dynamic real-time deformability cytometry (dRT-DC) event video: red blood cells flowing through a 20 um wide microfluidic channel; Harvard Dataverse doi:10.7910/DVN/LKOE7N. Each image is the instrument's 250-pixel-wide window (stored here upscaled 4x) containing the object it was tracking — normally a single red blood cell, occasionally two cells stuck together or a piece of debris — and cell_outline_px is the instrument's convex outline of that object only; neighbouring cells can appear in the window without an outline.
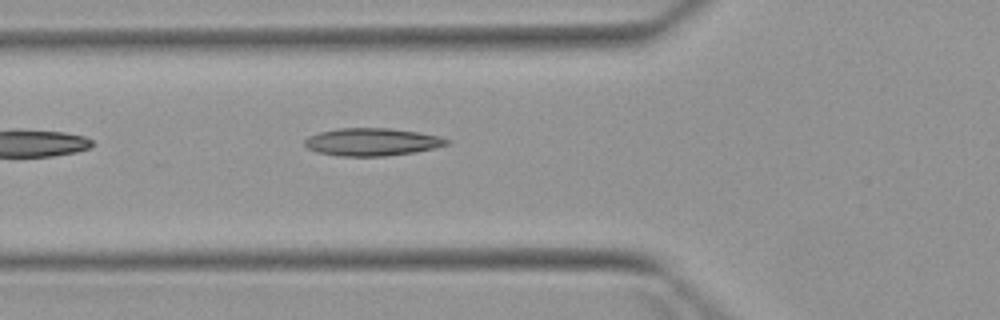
{"species": "Egyptian fruit bat (a non-hibernating species)", "species_latin": "Rousettus aegyptiacus", "temperature_condition": "warm", "stored_images_in_passage": 3, "camera_frame_rate_fps": 3000, "um_per_image_px": 0.085, "animal": {"sex": "female"}, "frame": {"image": 1, "passage_image": 3, "time_ms": 2.667, "image_size_px": [1000, 320], "cell_outline_px": [[448, 144], [436, 148], [416, 152], [384, 156], [340, 156], [316, 152], [308, 148], [304, 144], [304, 140], [308, 136], [320, 132], [336, 128], [392, 128], [420, 132], [440, 136], [448, 140]], "centroid_in_image_um": [31.62, 12.06], "position_along_channel_um": 94.2, "area_um2": 23.06}}